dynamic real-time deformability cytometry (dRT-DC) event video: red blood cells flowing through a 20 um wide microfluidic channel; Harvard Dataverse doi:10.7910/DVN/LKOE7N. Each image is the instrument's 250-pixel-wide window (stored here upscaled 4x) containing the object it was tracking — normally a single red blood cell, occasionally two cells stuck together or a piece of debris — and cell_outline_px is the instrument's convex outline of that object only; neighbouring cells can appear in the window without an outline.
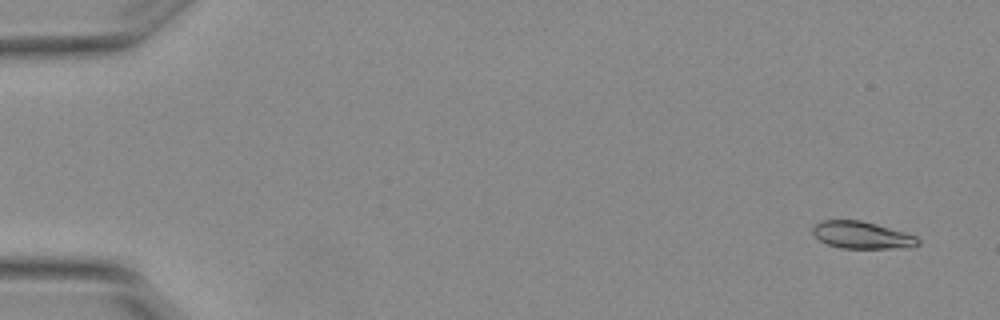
{"species": "Egyptian fruit bat (a non-hibernating species)", "species_latin": "Rousettus aegyptiacus", "temperature_condition": "warm", "stored_images_in_passage": 4, "camera_frame_rate_fps": 3000, "um_per_image_px": 0.085, "animal": {"sex": "female"}, "frame": {"image": 1, "passage_image": 1, "time_ms": 0.0, "image_size_px": [1000, 320], "cell_outline_px": [[920, 244], [912, 248], [840, 248], [828, 244], [820, 240], [812, 232], [812, 228], [820, 220], [860, 220], [876, 224], [904, 232], [916, 236], [920, 240]], "centroid_in_image_um": [73.29, 19.99], "position_along_channel_um": 11.7, "area_um2": 16.7}}
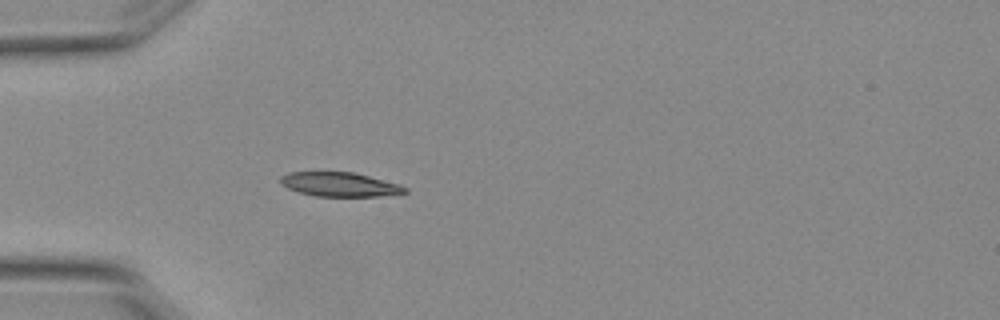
{"frame": {"image": 2, "passage_image": 4, "time_ms": 1.0, "image_size_px": [1000, 320], "cell_outline_px": [[408, 192], [376, 196], [316, 196], [300, 192], [288, 188], [280, 184], [280, 176], [288, 172], [352, 172], [400, 184], [408, 188]], "centroid_in_image_um": [28.85, 15.67], "position_along_channel_um": 56.1, "area_um2": 17.4}}